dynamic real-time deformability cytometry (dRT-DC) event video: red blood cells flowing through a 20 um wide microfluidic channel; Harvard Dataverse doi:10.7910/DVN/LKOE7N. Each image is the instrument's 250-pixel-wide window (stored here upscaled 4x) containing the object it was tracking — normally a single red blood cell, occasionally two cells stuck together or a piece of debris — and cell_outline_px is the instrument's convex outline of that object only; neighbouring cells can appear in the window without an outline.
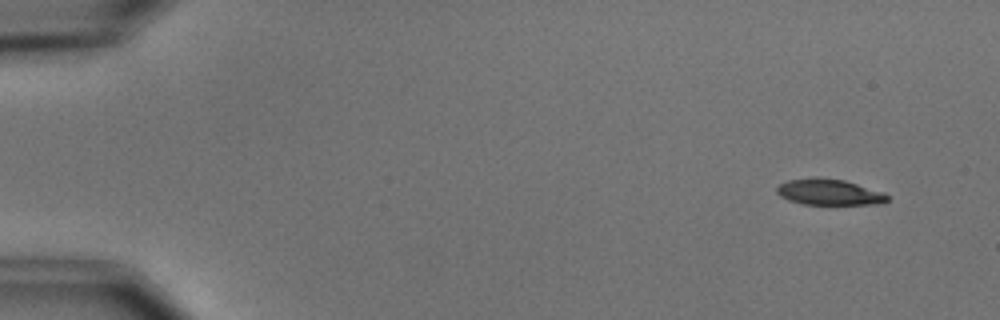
{"species": "common noctule bat (a hibernating species)", "species_latin": "Nyctalus noctula", "temperature_condition": "cold", "stored_images_in_passage": 6, "camera_frame_rate_fps": 3000, "um_per_image_px": 0.085, "animal": {"sex": "male", "body_mass_g": 15.6}, "frame": {"image": 1, "passage_image": 1, "time_ms": 0.0, "image_size_px": [1000, 320], "cell_outline_px": [[888, 200], [884, 204], [804, 204], [788, 200], [780, 196], [776, 192], [776, 188], [780, 184], [788, 180], [844, 180], [884, 192], [888, 196]], "centroid_in_image_um": [70.53, 16.38], "position_along_channel_um": 14.5, "area_um2": 16.07}}
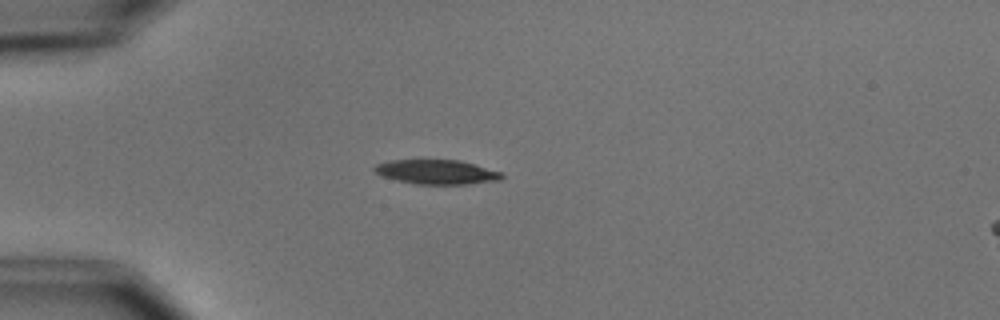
{"frame": {"image": 2, "passage_image": 4, "time_ms": 3.667, "image_size_px": [1000, 320], "cell_outline_px": [[504, 176], [500, 180], [468, 184], [416, 184], [380, 176], [372, 168], [376, 164], [388, 160], [460, 160], [504, 172]], "centroid_in_image_um": [37.13, 14.61], "position_along_channel_um": 47.9, "area_um2": 18.26}}